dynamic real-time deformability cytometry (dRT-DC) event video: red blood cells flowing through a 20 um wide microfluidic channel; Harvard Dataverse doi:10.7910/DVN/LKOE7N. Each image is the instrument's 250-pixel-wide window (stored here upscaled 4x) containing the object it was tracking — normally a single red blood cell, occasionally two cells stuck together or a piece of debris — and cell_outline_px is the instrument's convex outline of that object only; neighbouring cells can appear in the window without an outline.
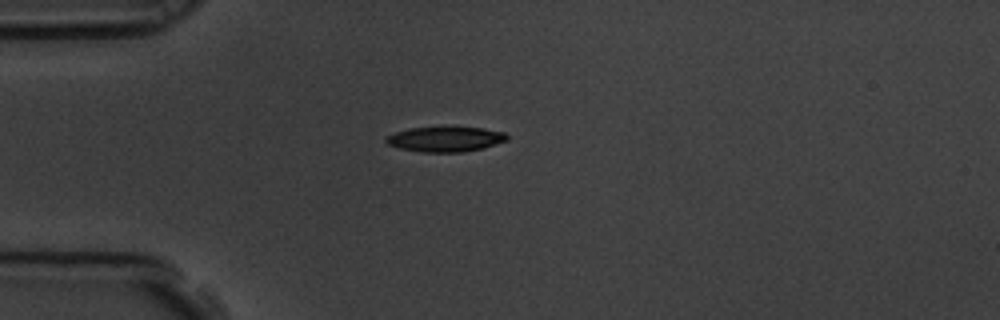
{"species": "common noctule bat (a hibernating species)", "species_latin": "Nyctalus noctula", "temperature_condition": "room temperature", "stored_images_in_passage": 2, "camera_frame_rate_fps": 3000, "um_per_image_px": 0.085, "animal": {"sex": "male", "body_mass_g": 19.5, "forearm_length_mm": 54.6}, "frame": {"image": 1, "passage_image": 1, "time_ms": 0.0, "image_size_px": [1000, 320], "cell_outline_px": [[508, 140], [484, 148], [464, 152], [424, 152], [400, 148], [388, 144], [384, 140], [384, 136], [408, 128], [484, 128], [504, 132], [508, 136]], "centroid_in_image_um": [37.86, 11.84], "position_along_channel_um": 47.1, "area_um2": 17.51}}